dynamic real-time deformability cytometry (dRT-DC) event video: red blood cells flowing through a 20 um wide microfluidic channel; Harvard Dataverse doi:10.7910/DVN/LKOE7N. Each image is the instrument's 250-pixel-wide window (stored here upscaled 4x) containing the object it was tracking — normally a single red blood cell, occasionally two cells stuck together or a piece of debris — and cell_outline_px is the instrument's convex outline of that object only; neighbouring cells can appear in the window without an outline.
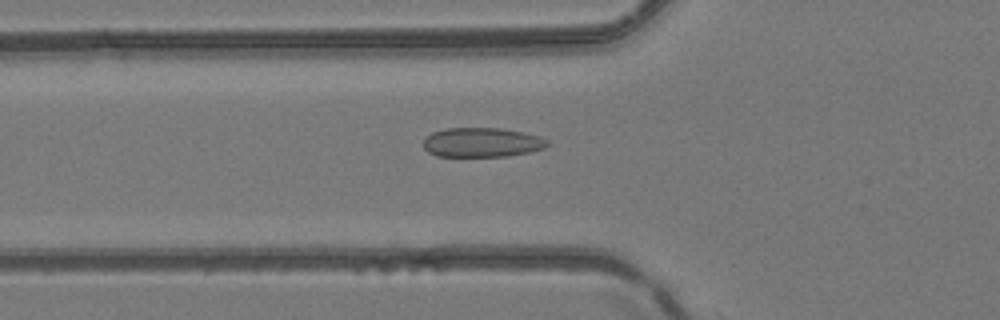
{"species": "common noctule bat (a hibernating species)", "species_latin": "Nyctalus noctula", "temperature_condition": "room temperature", "stored_images_in_passage": 34, "camera_frame_rate_fps": 3000, "um_per_image_px": 0.085, "animal": {"sex": "female", "body_mass_g": 24.6, "forearm_length_mm": 56.2}, "frame": {"image": 1, "passage_image": 7, "time_ms": 2.0, "image_size_px": [1000, 320], "cell_outline_px": [[548, 144], [544, 148], [528, 152], [508, 156], [436, 156], [428, 152], [424, 148], [424, 140], [432, 132], [444, 128], [500, 128], [524, 132], [540, 136], [548, 140]], "centroid_in_image_um": [40.96, 12.1], "position_along_channel_um": 84.8, "area_um2": 21.27}}
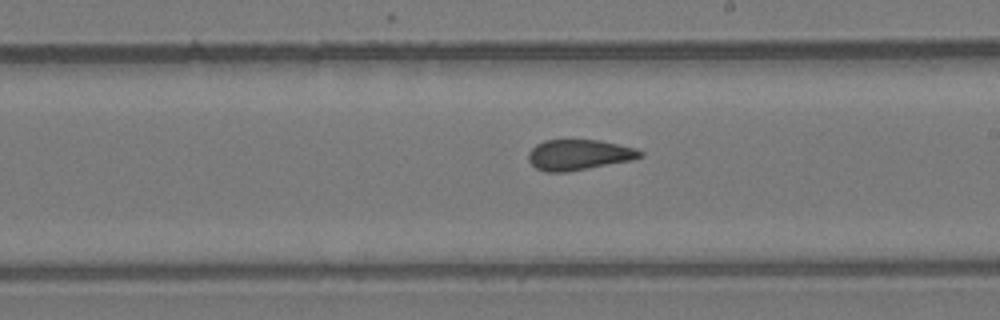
{"frame": {"image": 2, "passage_image": 18, "time_ms": 5.667, "image_size_px": [1000, 320], "cell_outline_px": [[644, 156], [632, 160], [568, 172], [544, 172], [536, 168], [528, 160], [528, 152], [536, 144], [544, 140], [600, 140], [636, 148], [644, 152]], "centroid_in_image_um": [49.21, 13.16], "position_along_channel_um": 239.8, "area_um2": 20.06}}
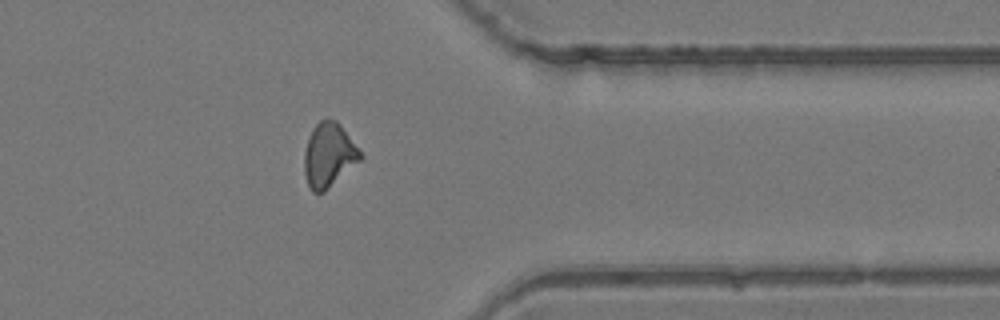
{"frame": {"image": 3, "passage_image": 29, "time_ms": 9.333, "image_size_px": [1000, 320], "cell_outline_px": [[364, 156], [360, 160], [324, 192], [312, 192], [308, 188], [304, 172], [304, 152], [312, 128], [320, 120], [336, 120]], "centroid_in_image_um": [27.92, 13.21], "position_along_channel_um": 383.5, "area_um2": 20.63}}